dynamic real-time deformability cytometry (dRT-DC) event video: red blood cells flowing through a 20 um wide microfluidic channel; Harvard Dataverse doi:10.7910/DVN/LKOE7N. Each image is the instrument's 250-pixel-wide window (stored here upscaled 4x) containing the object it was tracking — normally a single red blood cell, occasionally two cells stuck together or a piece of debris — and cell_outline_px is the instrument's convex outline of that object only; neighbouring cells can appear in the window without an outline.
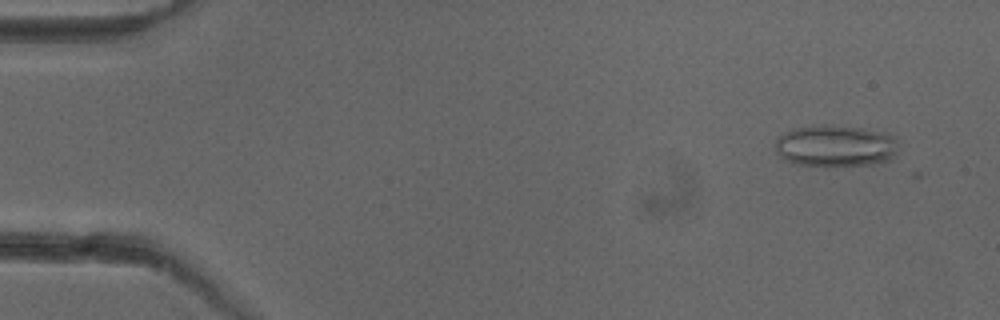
{"species": "common noctule bat (a hibernating species)", "species_latin": "Nyctalus noctula", "temperature_condition": "cold", "stored_images_in_passage": 6, "camera_frame_rate_fps": 3000, "um_per_image_px": 0.085, "animal": {"sex": "female"}, "frame": {"image": 1, "passage_image": 4, "time_ms": 1.0, "image_size_px": [1000, 320], "cell_outline_px": [[896, 152], [888, 160], [872, 164], [796, 164], [784, 160], [776, 152], [776, 136], [792, 128], [824, 124], [864, 128], [888, 132], [896, 136]], "centroid_in_image_um": [71.0, 12.35], "position_along_channel_um": 14.0, "area_um2": 29.77}}